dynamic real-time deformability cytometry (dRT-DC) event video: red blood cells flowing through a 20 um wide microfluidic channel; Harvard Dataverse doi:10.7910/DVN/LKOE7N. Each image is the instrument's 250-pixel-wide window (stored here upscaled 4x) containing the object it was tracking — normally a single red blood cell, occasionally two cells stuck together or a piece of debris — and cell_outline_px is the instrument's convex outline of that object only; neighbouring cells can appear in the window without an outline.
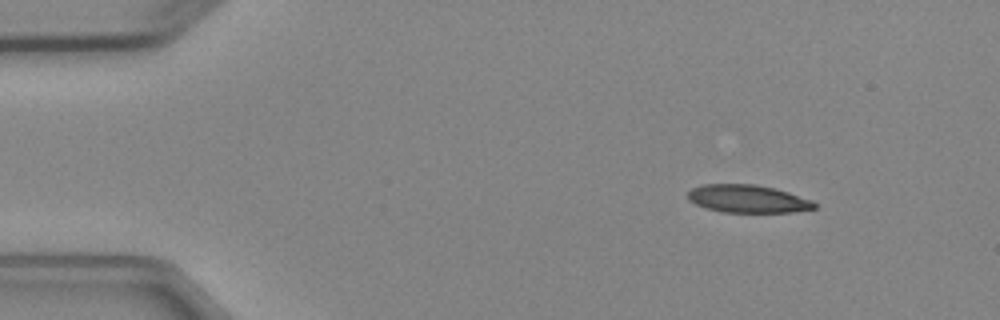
{"species": "Egyptian fruit bat (a non-hibernating species)", "species_latin": "Rousettus aegyptiacus", "temperature_condition": "cold", "stored_images_in_passage": 4, "camera_frame_rate_fps": 3000, "um_per_image_px": 0.085, "animal": {"sex": "female"}, "frame": {"image": 1, "passage_image": 1, "time_ms": 0.0, "image_size_px": [1000, 320], "cell_outline_px": [[816, 208], [792, 212], [724, 212], [704, 208], [688, 200], [688, 192], [692, 188], [704, 184], [756, 184], [776, 188], [812, 200], [816, 204]], "centroid_in_image_um": [63.55, 16.89], "position_along_channel_um": 21.5, "area_um2": 20.58}}
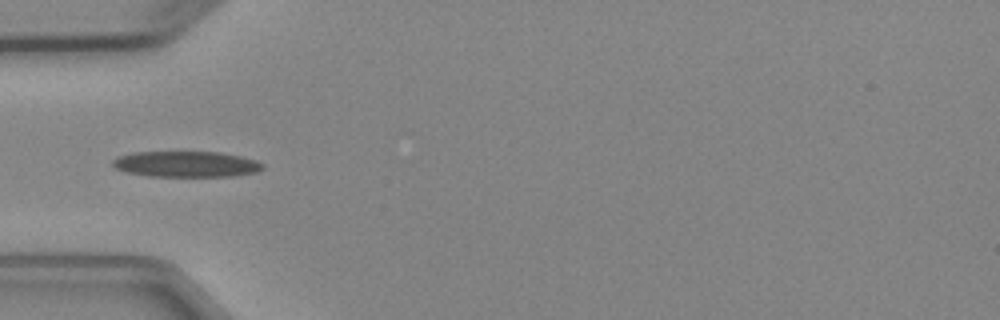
{"frame": {"image": 2, "passage_image": 4, "time_ms": 3.333, "image_size_px": [1000, 320], "cell_outline_px": [[264, 168], [256, 172], [232, 176], [148, 176], [128, 172], [116, 168], [112, 164], [112, 160], [116, 156], [132, 152], [220, 152], [240, 156], [256, 160], [264, 164]], "centroid_in_image_um": [15.82, 13.94], "position_along_channel_um": 69.2, "area_um2": 22.6}}